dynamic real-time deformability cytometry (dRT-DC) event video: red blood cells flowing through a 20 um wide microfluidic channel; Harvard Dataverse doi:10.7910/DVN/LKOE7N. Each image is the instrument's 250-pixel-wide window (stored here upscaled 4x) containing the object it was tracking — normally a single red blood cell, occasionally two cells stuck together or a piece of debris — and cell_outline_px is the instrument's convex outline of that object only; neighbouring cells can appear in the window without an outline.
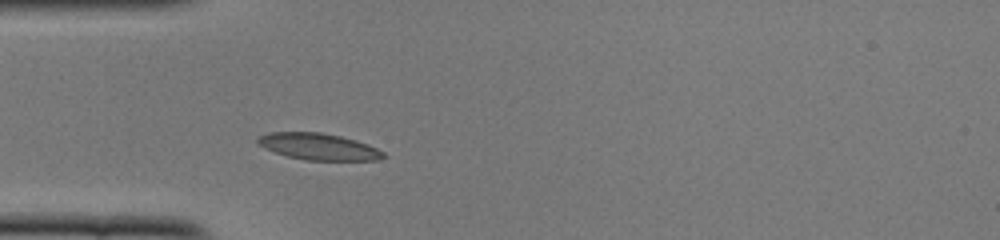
{"species": "common noctule bat (a hibernating species)", "species_latin": "Nyctalus noctula", "temperature_condition": "cold", "stored_images_in_passage": 9, "camera_frame_rate_fps": 3000, "um_per_image_px": 0.085, "animal": {"sex": "female", "body_mass_g": 22.0, "forearm_length_mm": 56.7}, "frame": {"image": 1, "passage_image": 7, "time_ms": 2.0, "image_size_px": [1000, 240], "cell_outline_px": [[388, 156], [380, 160], [304, 160], [288, 156], [264, 148], [256, 144], [256, 136], [268, 132], [320, 132], [340, 136], [356, 140], [368, 144], [384, 152]], "centroid_in_image_um": [27.06, 12.45], "position_along_channel_um": 57.9, "area_um2": 19.65}}